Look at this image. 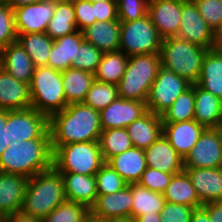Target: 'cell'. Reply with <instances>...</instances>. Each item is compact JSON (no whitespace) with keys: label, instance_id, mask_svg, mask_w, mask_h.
<instances>
[{"label":"cell","instance_id":"9a60e30c","mask_svg":"<svg viewBox=\"0 0 222 222\" xmlns=\"http://www.w3.org/2000/svg\"><path fill=\"white\" fill-rule=\"evenodd\" d=\"M182 3L179 0H149L147 15L162 39L177 36Z\"/></svg>","mask_w":222,"mask_h":222},{"label":"cell","instance_id":"816d5d0a","mask_svg":"<svg viewBox=\"0 0 222 222\" xmlns=\"http://www.w3.org/2000/svg\"><path fill=\"white\" fill-rule=\"evenodd\" d=\"M1 222H42V219L27 215L22 211L7 215L0 219Z\"/></svg>","mask_w":222,"mask_h":222},{"label":"cell","instance_id":"d6986e66","mask_svg":"<svg viewBox=\"0 0 222 222\" xmlns=\"http://www.w3.org/2000/svg\"><path fill=\"white\" fill-rule=\"evenodd\" d=\"M30 107L29 84L15 79L0 66V109L13 111Z\"/></svg>","mask_w":222,"mask_h":222},{"label":"cell","instance_id":"5b68a950","mask_svg":"<svg viewBox=\"0 0 222 222\" xmlns=\"http://www.w3.org/2000/svg\"><path fill=\"white\" fill-rule=\"evenodd\" d=\"M160 67V53L130 56L124 75L117 84L118 96L146 102Z\"/></svg>","mask_w":222,"mask_h":222},{"label":"cell","instance_id":"f907efd6","mask_svg":"<svg viewBox=\"0 0 222 222\" xmlns=\"http://www.w3.org/2000/svg\"><path fill=\"white\" fill-rule=\"evenodd\" d=\"M202 208L208 213L211 222H222V201L204 204Z\"/></svg>","mask_w":222,"mask_h":222},{"label":"cell","instance_id":"5bb4252c","mask_svg":"<svg viewBox=\"0 0 222 222\" xmlns=\"http://www.w3.org/2000/svg\"><path fill=\"white\" fill-rule=\"evenodd\" d=\"M148 111L146 102L118 97L100 113L102 130L126 128Z\"/></svg>","mask_w":222,"mask_h":222},{"label":"cell","instance_id":"484cf974","mask_svg":"<svg viewBox=\"0 0 222 222\" xmlns=\"http://www.w3.org/2000/svg\"><path fill=\"white\" fill-rule=\"evenodd\" d=\"M83 41V33L79 30L54 40L47 66L59 71L71 68Z\"/></svg>","mask_w":222,"mask_h":222},{"label":"cell","instance_id":"7402d4cb","mask_svg":"<svg viewBox=\"0 0 222 222\" xmlns=\"http://www.w3.org/2000/svg\"><path fill=\"white\" fill-rule=\"evenodd\" d=\"M133 146L140 149H147L153 144L163 132L161 115L147 111L140 118L133 121L126 127Z\"/></svg>","mask_w":222,"mask_h":222},{"label":"cell","instance_id":"e575fe53","mask_svg":"<svg viewBox=\"0 0 222 222\" xmlns=\"http://www.w3.org/2000/svg\"><path fill=\"white\" fill-rule=\"evenodd\" d=\"M128 58L120 50L103 53L94 74L95 80L117 85L124 75Z\"/></svg>","mask_w":222,"mask_h":222},{"label":"cell","instance_id":"52a82bcc","mask_svg":"<svg viewBox=\"0 0 222 222\" xmlns=\"http://www.w3.org/2000/svg\"><path fill=\"white\" fill-rule=\"evenodd\" d=\"M51 147L53 167L60 173L96 175L105 163L99 141L75 142Z\"/></svg>","mask_w":222,"mask_h":222},{"label":"cell","instance_id":"e7e4bbea","mask_svg":"<svg viewBox=\"0 0 222 222\" xmlns=\"http://www.w3.org/2000/svg\"><path fill=\"white\" fill-rule=\"evenodd\" d=\"M179 1H183V2H191V1H194V0H179Z\"/></svg>","mask_w":222,"mask_h":222},{"label":"cell","instance_id":"7c38bea8","mask_svg":"<svg viewBox=\"0 0 222 222\" xmlns=\"http://www.w3.org/2000/svg\"><path fill=\"white\" fill-rule=\"evenodd\" d=\"M183 163L184 168L222 167V147L215 128L204 129Z\"/></svg>","mask_w":222,"mask_h":222},{"label":"cell","instance_id":"d6a6232c","mask_svg":"<svg viewBox=\"0 0 222 222\" xmlns=\"http://www.w3.org/2000/svg\"><path fill=\"white\" fill-rule=\"evenodd\" d=\"M75 31H77V23L73 0L56 3L54 15L50 19L45 33L52 40H56Z\"/></svg>","mask_w":222,"mask_h":222},{"label":"cell","instance_id":"2e32d148","mask_svg":"<svg viewBox=\"0 0 222 222\" xmlns=\"http://www.w3.org/2000/svg\"><path fill=\"white\" fill-rule=\"evenodd\" d=\"M202 205L222 201V167L184 168Z\"/></svg>","mask_w":222,"mask_h":222},{"label":"cell","instance_id":"91938a15","mask_svg":"<svg viewBox=\"0 0 222 222\" xmlns=\"http://www.w3.org/2000/svg\"><path fill=\"white\" fill-rule=\"evenodd\" d=\"M215 130L218 133L219 139H220V144L222 147V120L217 124V126L215 127Z\"/></svg>","mask_w":222,"mask_h":222},{"label":"cell","instance_id":"83f0119b","mask_svg":"<svg viewBox=\"0 0 222 222\" xmlns=\"http://www.w3.org/2000/svg\"><path fill=\"white\" fill-rule=\"evenodd\" d=\"M194 120L205 128H215L222 120V100L194 84Z\"/></svg>","mask_w":222,"mask_h":222},{"label":"cell","instance_id":"8992f818","mask_svg":"<svg viewBox=\"0 0 222 222\" xmlns=\"http://www.w3.org/2000/svg\"><path fill=\"white\" fill-rule=\"evenodd\" d=\"M29 88L31 107L48 118L68 105L62 83V71L48 66L35 67Z\"/></svg>","mask_w":222,"mask_h":222},{"label":"cell","instance_id":"681fc988","mask_svg":"<svg viewBox=\"0 0 222 222\" xmlns=\"http://www.w3.org/2000/svg\"><path fill=\"white\" fill-rule=\"evenodd\" d=\"M11 144L7 110L0 109V155Z\"/></svg>","mask_w":222,"mask_h":222},{"label":"cell","instance_id":"7a4b0ae2","mask_svg":"<svg viewBox=\"0 0 222 222\" xmlns=\"http://www.w3.org/2000/svg\"><path fill=\"white\" fill-rule=\"evenodd\" d=\"M53 167L51 138L11 143L0 155V172L30 178Z\"/></svg>","mask_w":222,"mask_h":222},{"label":"cell","instance_id":"ac0fdd59","mask_svg":"<svg viewBox=\"0 0 222 222\" xmlns=\"http://www.w3.org/2000/svg\"><path fill=\"white\" fill-rule=\"evenodd\" d=\"M205 127L196 120L163 123L162 134L184 159L197 143Z\"/></svg>","mask_w":222,"mask_h":222},{"label":"cell","instance_id":"44dd1931","mask_svg":"<svg viewBox=\"0 0 222 222\" xmlns=\"http://www.w3.org/2000/svg\"><path fill=\"white\" fill-rule=\"evenodd\" d=\"M0 66L15 79L30 84L35 66L29 54L16 41L0 50Z\"/></svg>","mask_w":222,"mask_h":222},{"label":"cell","instance_id":"11a10c76","mask_svg":"<svg viewBox=\"0 0 222 222\" xmlns=\"http://www.w3.org/2000/svg\"><path fill=\"white\" fill-rule=\"evenodd\" d=\"M136 222H161L160 216L157 213L145 214L141 216H137Z\"/></svg>","mask_w":222,"mask_h":222},{"label":"cell","instance_id":"6f0895ef","mask_svg":"<svg viewBox=\"0 0 222 222\" xmlns=\"http://www.w3.org/2000/svg\"><path fill=\"white\" fill-rule=\"evenodd\" d=\"M108 222H136V219L133 216L117 217L108 219Z\"/></svg>","mask_w":222,"mask_h":222},{"label":"cell","instance_id":"4316f807","mask_svg":"<svg viewBox=\"0 0 222 222\" xmlns=\"http://www.w3.org/2000/svg\"><path fill=\"white\" fill-rule=\"evenodd\" d=\"M128 184L138 183L147 168L143 149L132 147L107 162Z\"/></svg>","mask_w":222,"mask_h":222},{"label":"cell","instance_id":"4fadbf2b","mask_svg":"<svg viewBox=\"0 0 222 222\" xmlns=\"http://www.w3.org/2000/svg\"><path fill=\"white\" fill-rule=\"evenodd\" d=\"M55 2L42 0L35 4L14 8V21L17 34L46 32L48 23L54 15Z\"/></svg>","mask_w":222,"mask_h":222},{"label":"cell","instance_id":"94428289","mask_svg":"<svg viewBox=\"0 0 222 222\" xmlns=\"http://www.w3.org/2000/svg\"><path fill=\"white\" fill-rule=\"evenodd\" d=\"M46 1H51V2H55V3H61V2H68L71 0H46Z\"/></svg>","mask_w":222,"mask_h":222},{"label":"cell","instance_id":"6125c7cd","mask_svg":"<svg viewBox=\"0 0 222 222\" xmlns=\"http://www.w3.org/2000/svg\"><path fill=\"white\" fill-rule=\"evenodd\" d=\"M12 1H13V0H0V3L10 5V4L12 3Z\"/></svg>","mask_w":222,"mask_h":222},{"label":"cell","instance_id":"f1b7e54d","mask_svg":"<svg viewBox=\"0 0 222 222\" xmlns=\"http://www.w3.org/2000/svg\"><path fill=\"white\" fill-rule=\"evenodd\" d=\"M196 84L222 100V51L216 48L207 50Z\"/></svg>","mask_w":222,"mask_h":222},{"label":"cell","instance_id":"d4e9b609","mask_svg":"<svg viewBox=\"0 0 222 222\" xmlns=\"http://www.w3.org/2000/svg\"><path fill=\"white\" fill-rule=\"evenodd\" d=\"M120 20L95 22L82 30L84 40L93 44L102 53L119 50Z\"/></svg>","mask_w":222,"mask_h":222},{"label":"cell","instance_id":"be15d7a7","mask_svg":"<svg viewBox=\"0 0 222 222\" xmlns=\"http://www.w3.org/2000/svg\"><path fill=\"white\" fill-rule=\"evenodd\" d=\"M87 1H105V2H108V1H117V0H87Z\"/></svg>","mask_w":222,"mask_h":222},{"label":"cell","instance_id":"6da1fadb","mask_svg":"<svg viewBox=\"0 0 222 222\" xmlns=\"http://www.w3.org/2000/svg\"><path fill=\"white\" fill-rule=\"evenodd\" d=\"M49 131L51 146L99 141L100 113L83 102L68 104L49 118Z\"/></svg>","mask_w":222,"mask_h":222},{"label":"cell","instance_id":"d590c367","mask_svg":"<svg viewBox=\"0 0 222 222\" xmlns=\"http://www.w3.org/2000/svg\"><path fill=\"white\" fill-rule=\"evenodd\" d=\"M99 144L105 162L134 147L126 128L102 130Z\"/></svg>","mask_w":222,"mask_h":222},{"label":"cell","instance_id":"f6af8a7d","mask_svg":"<svg viewBox=\"0 0 222 222\" xmlns=\"http://www.w3.org/2000/svg\"><path fill=\"white\" fill-rule=\"evenodd\" d=\"M173 174H168L150 167L142 173L138 184L154 192L164 193L170 184Z\"/></svg>","mask_w":222,"mask_h":222},{"label":"cell","instance_id":"8d00e7d4","mask_svg":"<svg viewBox=\"0 0 222 222\" xmlns=\"http://www.w3.org/2000/svg\"><path fill=\"white\" fill-rule=\"evenodd\" d=\"M194 84L179 95L173 104L161 114L162 123H175L194 119Z\"/></svg>","mask_w":222,"mask_h":222},{"label":"cell","instance_id":"ba28073f","mask_svg":"<svg viewBox=\"0 0 222 222\" xmlns=\"http://www.w3.org/2000/svg\"><path fill=\"white\" fill-rule=\"evenodd\" d=\"M162 40L148 15L135 21H121L119 50L128 57L160 53Z\"/></svg>","mask_w":222,"mask_h":222},{"label":"cell","instance_id":"30bf717a","mask_svg":"<svg viewBox=\"0 0 222 222\" xmlns=\"http://www.w3.org/2000/svg\"><path fill=\"white\" fill-rule=\"evenodd\" d=\"M7 122L11 143L34 138H51L49 118L32 107L23 110H7Z\"/></svg>","mask_w":222,"mask_h":222},{"label":"cell","instance_id":"bcb514c9","mask_svg":"<svg viewBox=\"0 0 222 222\" xmlns=\"http://www.w3.org/2000/svg\"><path fill=\"white\" fill-rule=\"evenodd\" d=\"M195 208L183 204L165 202L159 213L161 222H190Z\"/></svg>","mask_w":222,"mask_h":222},{"label":"cell","instance_id":"e0dca14e","mask_svg":"<svg viewBox=\"0 0 222 222\" xmlns=\"http://www.w3.org/2000/svg\"><path fill=\"white\" fill-rule=\"evenodd\" d=\"M144 153L147 167L173 175L184 170L183 158L163 134Z\"/></svg>","mask_w":222,"mask_h":222},{"label":"cell","instance_id":"7bdbcfd3","mask_svg":"<svg viewBox=\"0 0 222 222\" xmlns=\"http://www.w3.org/2000/svg\"><path fill=\"white\" fill-rule=\"evenodd\" d=\"M16 40L14 10L10 5L0 3V50Z\"/></svg>","mask_w":222,"mask_h":222},{"label":"cell","instance_id":"603a6c76","mask_svg":"<svg viewBox=\"0 0 222 222\" xmlns=\"http://www.w3.org/2000/svg\"><path fill=\"white\" fill-rule=\"evenodd\" d=\"M132 193L128 186L121 191L98 195L90 210L105 219L132 216Z\"/></svg>","mask_w":222,"mask_h":222},{"label":"cell","instance_id":"60d3db41","mask_svg":"<svg viewBox=\"0 0 222 222\" xmlns=\"http://www.w3.org/2000/svg\"><path fill=\"white\" fill-rule=\"evenodd\" d=\"M102 55L99 49L84 40L78 47L77 58L73 61L72 68L95 74Z\"/></svg>","mask_w":222,"mask_h":222},{"label":"cell","instance_id":"9f6ffc18","mask_svg":"<svg viewBox=\"0 0 222 222\" xmlns=\"http://www.w3.org/2000/svg\"><path fill=\"white\" fill-rule=\"evenodd\" d=\"M42 0H13L10 6L14 9L23 5L35 4Z\"/></svg>","mask_w":222,"mask_h":222},{"label":"cell","instance_id":"4dcf8cb0","mask_svg":"<svg viewBox=\"0 0 222 222\" xmlns=\"http://www.w3.org/2000/svg\"><path fill=\"white\" fill-rule=\"evenodd\" d=\"M94 81V74L84 70L71 67L62 71V83L67 104L83 102Z\"/></svg>","mask_w":222,"mask_h":222},{"label":"cell","instance_id":"9c48e42d","mask_svg":"<svg viewBox=\"0 0 222 222\" xmlns=\"http://www.w3.org/2000/svg\"><path fill=\"white\" fill-rule=\"evenodd\" d=\"M191 85L185 78L161 66L146 100L147 109L161 115Z\"/></svg>","mask_w":222,"mask_h":222},{"label":"cell","instance_id":"1f68e13d","mask_svg":"<svg viewBox=\"0 0 222 222\" xmlns=\"http://www.w3.org/2000/svg\"><path fill=\"white\" fill-rule=\"evenodd\" d=\"M132 193V216L157 213L159 214L165 204L162 193L154 192L138 183H130L127 185Z\"/></svg>","mask_w":222,"mask_h":222},{"label":"cell","instance_id":"b9f144b4","mask_svg":"<svg viewBox=\"0 0 222 222\" xmlns=\"http://www.w3.org/2000/svg\"><path fill=\"white\" fill-rule=\"evenodd\" d=\"M200 15L216 34L222 28V0H194Z\"/></svg>","mask_w":222,"mask_h":222},{"label":"cell","instance_id":"74e56055","mask_svg":"<svg viewBox=\"0 0 222 222\" xmlns=\"http://www.w3.org/2000/svg\"><path fill=\"white\" fill-rule=\"evenodd\" d=\"M118 97L117 85L95 80L91 84L83 103L100 112Z\"/></svg>","mask_w":222,"mask_h":222},{"label":"cell","instance_id":"c3c4849f","mask_svg":"<svg viewBox=\"0 0 222 222\" xmlns=\"http://www.w3.org/2000/svg\"><path fill=\"white\" fill-rule=\"evenodd\" d=\"M96 22L119 20L117 15V1H92Z\"/></svg>","mask_w":222,"mask_h":222},{"label":"cell","instance_id":"680465c9","mask_svg":"<svg viewBox=\"0 0 222 222\" xmlns=\"http://www.w3.org/2000/svg\"><path fill=\"white\" fill-rule=\"evenodd\" d=\"M215 48L222 51V28L216 33Z\"/></svg>","mask_w":222,"mask_h":222},{"label":"cell","instance_id":"7dc6e473","mask_svg":"<svg viewBox=\"0 0 222 222\" xmlns=\"http://www.w3.org/2000/svg\"><path fill=\"white\" fill-rule=\"evenodd\" d=\"M75 11L77 30L82 31L87 26L93 25L96 22L94 17V7L92 2L87 0H73Z\"/></svg>","mask_w":222,"mask_h":222},{"label":"cell","instance_id":"ee69618b","mask_svg":"<svg viewBox=\"0 0 222 222\" xmlns=\"http://www.w3.org/2000/svg\"><path fill=\"white\" fill-rule=\"evenodd\" d=\"M149 0H117L120 21H135L147 15Z\"/></svg>","mask_w":222,"mask_h":222},{"label":"cell","instance_id":"db71d44e","mask_svg":"<svg viewBox=\"0 0 222 222\" xmlns=\"http://www.w3.org/2000/svg\"><path fill=\"white\" fill-rule=\"evenodd\" d=\"M82 222H108V219H105L102 216L94 214L90 209L84 215Z\"/></svg>","mask_w":222,"mask_h":222},{"label":"cell","instance_id":"ffe728a7","mask_svg":"<svg viewBox=\"0 0 222 222\" xmlns=\"http://www.w3.org/2000/svg\"><path fill=\"white\" fill-rule=\"evenodd\" d=\"M28 178L0 172V219L21 211Z\"/></svg>","mask_w":222,"mask_h":222},{"label":"cell","instance_id":"277c9868","mask_svg":"<svg viewBox=\"0 0 222 222\" xmlns=\"http://www.w3.org/2000/svg\"><path fill=\"white\" fill-rule=\"evenodd\" d=\"M207 50L178 37L163 39L160 47L161 66L185 78L191 84H196Z\"/></svg>","mask_w":222,"mask_h":222},{"label":"cell","instance_id":"836d02e7","mask_svg":"<svg viewBox=\"0 0 222 222\" xmlns=\"http://www.w3.org/2000/svg\"><path fill=\"white\" fill-rule=\"evenodd\" d=\"M16 41L29 54L35 67L48 65L49 54L54 40L45 32L17 34Z\"/></svg>","mask_w":222,"mask_h":222},{"label":"cell","instance_id":"8fae6325","mask_svg":"<svg viewBox=\"0 0 222 222\" xmlns=\"http://www.w3.org/2000/svg\"><path fill=\"white\" fill-rule=\"evenodd\" d=\"M178 38L205 47L215 48L216 34L204 21L194 1L183 2Z\"/></svg>","mask_w":222,"mask_h":222},{"label":"cell","instance_id":"3957f363","mask_svg":"<svg viewBox=\"0 0 222 222\" xmlns=\"http://www.w3.org/2000/svg\"><path fill=\"white\" fill-rule=\"evenodd\" d=\"M66 201L61 173L54 167L28 179L21 211L43 219Z\"/></svg>","mask_w":222,"mask_h":222},{"label":"cell","instance_id":"f5cc1de1","mask_svg":"<svg viewBox=\"0 0 222 222\" xmlns=\"http://www.w3.org/2000/svg\"><path fill=\"white\" fill-rule=\"evenodd\" d=\"M190 222H211L208 213L202 208H196L192 212Z\"/></svg>","mask_w":222,"mask_h":222},{"label":"cell","instance_id":"ab89813d","mask_svg":"<svg viewBox=\"0 0 222 222\" xmlns=\"http://www.w3.org/2000/svg\"><path fill=\"white\" fill-rule=\"evenodd\" d=\"M98 195L115 193L124 189L128 183L106 162L96 172Z\"/></svg>","mask_w":222,"mask_h":222},{"label":"cell","instance_id":"f546056e","mask_svg":"<svg viewBox=\"0 0 222 222\" xmlns=\"http://www.w3.org/2000/svg\"><path fill=\"white\" fill-rule=\"evenodd\" d=\"M163 196L165 201L169 203L183 204L195 209L202 207V202L185 170L172 176Z\"/></svg>","mask_w":222,"mask_h":222},{"label":"cell","instance_id":"f35d334b","mask_svg":"<svg viewBox=\"0 0 222 222\" xmlns=\"http://www.w3.org/2000/svg\"><path fill=\"white\" fill-rule=\"evenodd\" d=\"M88 210L84 204L66 200L45 216L42 222H82Z\"/></svg>","mask_w":222,"mask_h":222},{"label":"cell","instance_id":"cb8c5ba5","mask_svg":"<svg viewBox=\"0 0 222 222\" xmlns=\"http://www.w3.org/2000/svg\"><path fill=\"white\" fill-rule=\"evenodd\" d=\"M67 201L86 205L89 209L98 196L95 175L61 173Z\"/></svg>","mask_w":222,"mask_h":222}]
</instances>
